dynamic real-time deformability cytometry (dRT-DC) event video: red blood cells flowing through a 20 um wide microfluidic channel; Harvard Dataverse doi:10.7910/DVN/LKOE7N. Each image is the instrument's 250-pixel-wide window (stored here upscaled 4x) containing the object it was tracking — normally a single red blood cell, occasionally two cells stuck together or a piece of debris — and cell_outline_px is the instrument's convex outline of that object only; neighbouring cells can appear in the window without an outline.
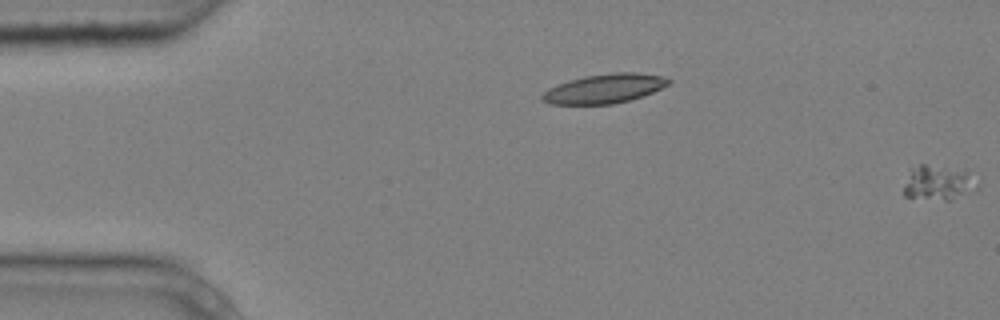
{"species": "common noctule bat (a hibernating species)", "species_latin": "Nyctalus noctula", "temperature_condition": "cold", "stored_images_in_passage": 5, "camera_frame_rate_fps": 3000, "um_per_image_px": 0.085, "animal": {"sex": "male", "body_mass_g": 20.4}, "frame": {"image": 1, "passage_image": 1, "time_ms": 0.0, "image_size_px": [1000, 320], "cell_outline_px": [[968, 184], [964, 188], [948, 200], [944, 200], [904, 196], [904, 184], [908, 164], [924, 164], [964, 172]], "centroid_in_image_um": [79.32, 15.48], "position_along_channel_um": 5.7, "area_um2": 13.12}}
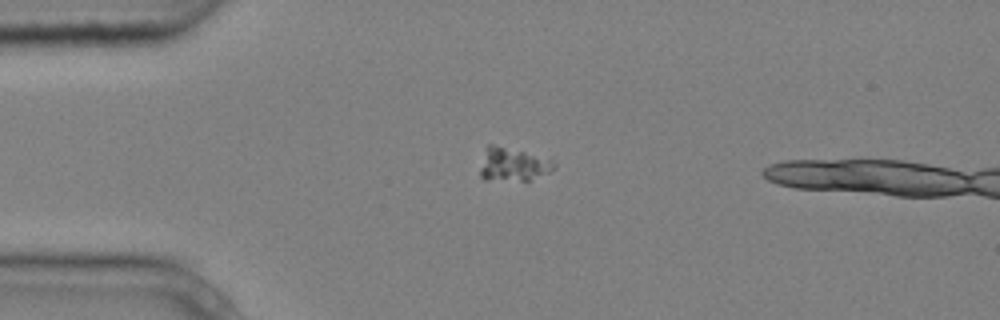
{"frame": {"image": 2, "passage_image": 4, "time_ms": 1.0, "image_size_px": [1000, 320], "cell_outline_px": [[556, 164], [548, 172], [528, 180], [484, 180], [480, 176], [480, 168], [488, 144], [492, 144], [524, 152], [548, 160]], "centroid_in_image_um": [43.52, 14.0], "position_along_channel_um": 41.5, "area_um2": 13.7}}